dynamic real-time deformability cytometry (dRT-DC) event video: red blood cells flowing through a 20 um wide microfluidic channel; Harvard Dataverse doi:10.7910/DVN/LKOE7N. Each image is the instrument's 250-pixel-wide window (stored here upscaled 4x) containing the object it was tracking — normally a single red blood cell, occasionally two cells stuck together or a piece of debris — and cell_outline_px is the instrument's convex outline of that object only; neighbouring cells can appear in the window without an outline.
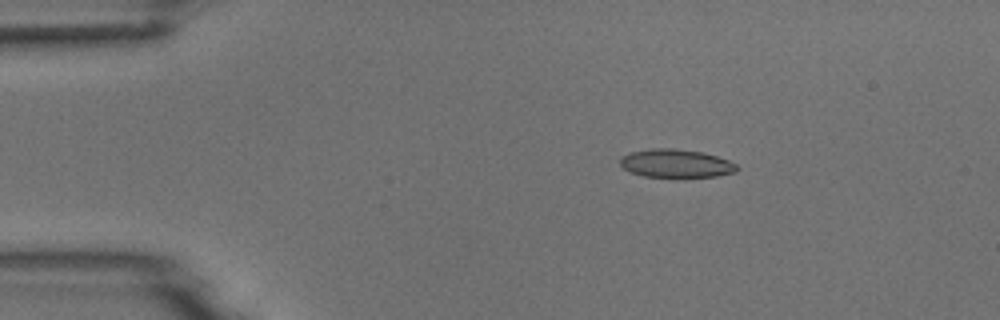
{"species": "common noctule bat (a hibernating species)", "species_latin": "Nyctalus noctula", "temperature_condition": "room temperature", "stored_images_in_passage": 4, "camera_frame_rate_fps": 3000, "um_per_image_px": 0.085, "animal": {"sex": "male", "body_mass_g": 18.8}, "frame": {"image": 1, "passage_image": 2, "time_ms": 2.333, "image_size_px": [1000, 320], "cell_outline_px": [[740, 168], [736, 172], [716, 176], [644, 176], [632, 172], [624, 168], [620, 164], [620, 156], [632, 152], [652, 148], [676, 148], [700, 152], [716, 156], [728, 160], [736, 164]], "centroid_in_image_um": [57.46, 13.87], "position_along_channel_um": 27.5, "area_um2": 18.96}}